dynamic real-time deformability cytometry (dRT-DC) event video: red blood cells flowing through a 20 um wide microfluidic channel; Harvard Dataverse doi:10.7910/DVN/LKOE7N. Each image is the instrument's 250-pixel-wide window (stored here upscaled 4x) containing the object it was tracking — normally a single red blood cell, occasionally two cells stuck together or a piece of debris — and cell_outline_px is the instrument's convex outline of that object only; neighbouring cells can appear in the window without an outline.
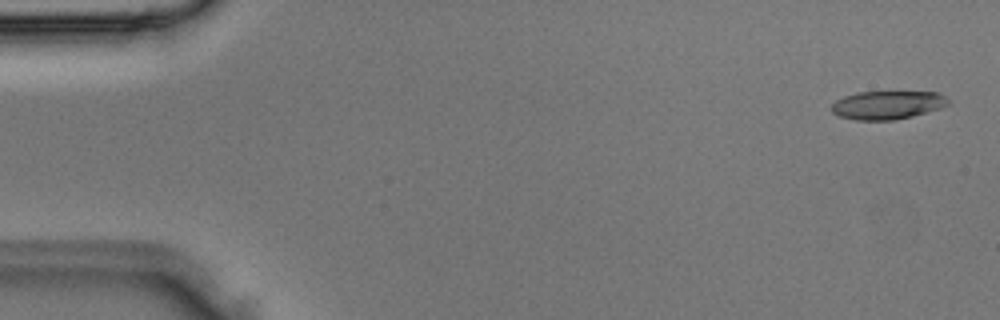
{"species": "Egyptian fruit bat (a non-hibernating species)", "species_latin": "Rousettus aegyptiacus", "temperature_condition": "room temperature", "stored_images_in_passage": 4, "camera_frame_rate_fps": 3000, "um_per_image_px": 0.085, "animal": {"sex": "male"}, "frame": {"image": 1, "passage_image": 1, "time_ms": 0.0, "image_size_px": [1000, 320], "cell_outline_px": [[948, 104], [940, 108], [912, 116], [896, 120], [856, 120], [840, 116], [832, 112], [832, 104], [836, 100], [844, 96], [856, 92], [940, 92], [948, 100]], "centroid_in_image_um": [75.42, 8.92], "position_along_channel_um": 9.6, "area_um2": 19.19}}
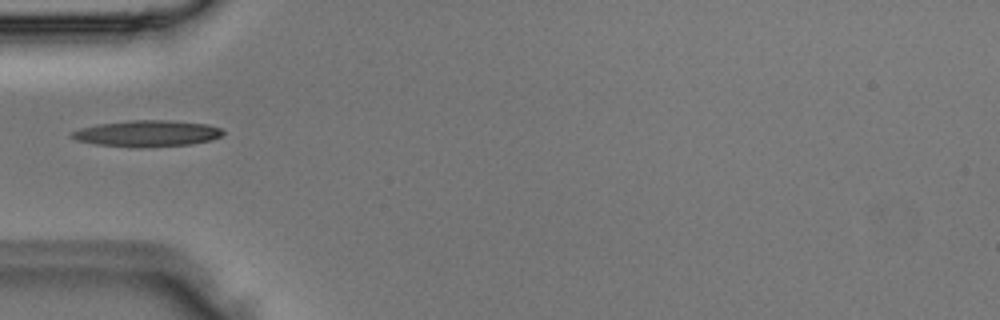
{"frame": {"image": 2, "passage_image": 4, "time_ms": 1.0, "image_size_px": [1000, 320], "cell_outline_px": [[224, 132], [220, 136], [212, 140], [192, 144], [140, 148], [132, 148], [96, 144], [76, 140], [68, 136], [72, 132], [80, 128], [100, 124], [128, 120], [168, 120], [208, 124], [220, 128]], "centroid_in_image_um": [12.49, 11.35], "position_along_channel_um": 72.5, "area_um2": 23.35}}